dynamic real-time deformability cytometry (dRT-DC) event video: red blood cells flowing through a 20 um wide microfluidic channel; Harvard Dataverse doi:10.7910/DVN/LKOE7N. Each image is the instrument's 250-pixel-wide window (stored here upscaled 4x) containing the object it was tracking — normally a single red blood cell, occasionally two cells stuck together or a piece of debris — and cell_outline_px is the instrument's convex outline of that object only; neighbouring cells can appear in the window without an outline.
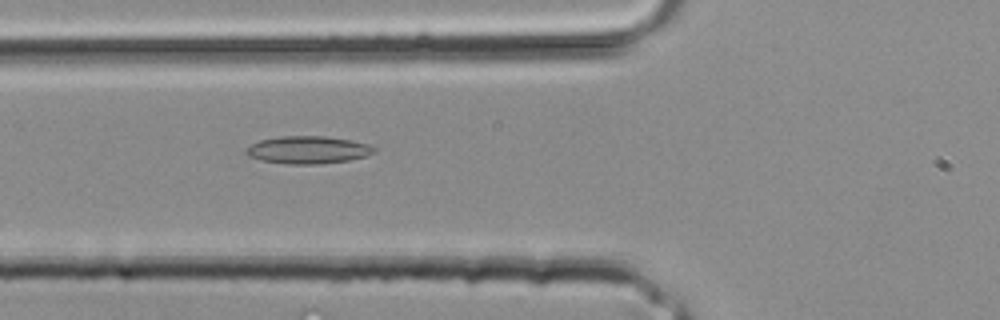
{"species": "common noctule bat (a hibernating species)", "species_latin": "Nyctalus noctula", "temperature_condition": "room temperature", "stored_images_in_passage": 2, "camera_frame_rate_fps": 3000, "um_per_image_px": 0.085, "animal": {"sex": "male", "body_mass_g": 20.4}, "frame": {"image": 1, "passage_image": 2, "time_ms": 0.333, "image_size_px": [1000, 320], "cell_outline_px": [[376, 152], [364, 156], [348, 160], [316, 164], [288, 164], [260, 160], [248, 156], [244, 152], [252, 144], [260, 140], [280, 136], [324, 136], [352, 140], [368, 144], [376, 148]], "centroid_in_image_um": [26.17, 12.73], "position_along_channel_um": 99.6, "area_um2": 20.46}}